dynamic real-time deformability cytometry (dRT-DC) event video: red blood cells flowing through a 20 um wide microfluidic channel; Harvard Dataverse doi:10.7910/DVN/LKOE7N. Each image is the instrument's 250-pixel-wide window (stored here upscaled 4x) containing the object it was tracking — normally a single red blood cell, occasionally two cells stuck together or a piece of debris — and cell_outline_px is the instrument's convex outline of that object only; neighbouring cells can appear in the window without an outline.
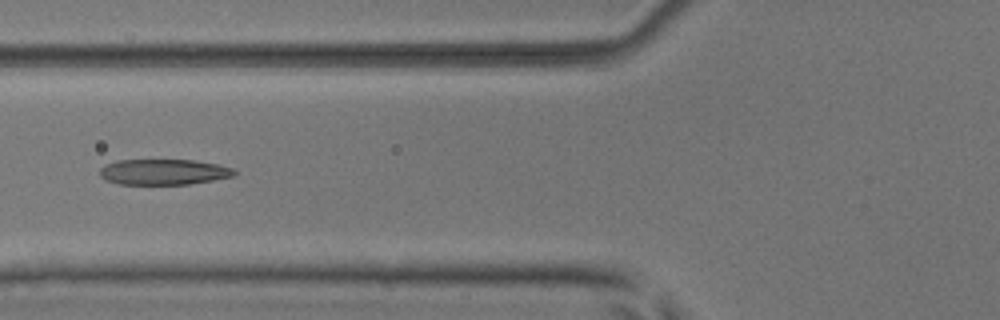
{"species": "common noctule bat (a hibernating species)", "species_latin": "Nyctalus noctula", "temperature_condition": "room temperature", "stored_images_in_passage": 6, "camera_frame_rate_fps": 3000, "um_per_image_px": 0.085, "animal": {"sex": "male", "body_mass_g": 17.9, "forearm_length_mm": 54.2}, "frame": {"image": 1, "passage_image": 6, "time_ms": 1.667, "image_size_px": [1000, 320], "cell_outline_px": [[236, 176], [188, 184], [116, 184], [104, 180], [100, 176], [100, 168], [104, 164], [116, 160], [192, 160], [216, 164], [232, 168], [236, 172]], "centroid_in_image_um": [13.86, 14.62], "position_along_channel_um": 111.9, "area_um2": 20.17}}